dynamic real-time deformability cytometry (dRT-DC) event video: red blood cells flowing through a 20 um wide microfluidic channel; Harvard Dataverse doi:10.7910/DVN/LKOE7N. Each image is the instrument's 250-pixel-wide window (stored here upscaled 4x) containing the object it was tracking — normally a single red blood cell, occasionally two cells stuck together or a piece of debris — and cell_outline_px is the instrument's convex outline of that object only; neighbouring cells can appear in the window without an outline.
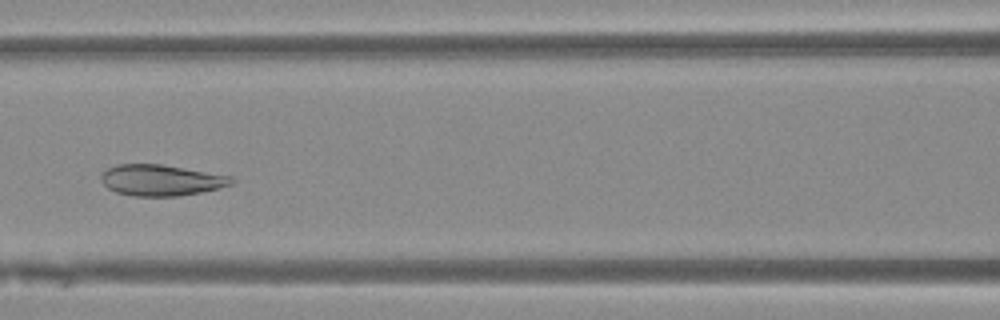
{"species": "Egyptian fruit bat (a non-hibernating species)", "species_latin": "Rousettus aegyptiacus", "temperature_condition": "warm", "stored_images_in_passage": 41, "camera_frame_rate_fps": 3000, "um_per_image_px": 0.085, "animal": {"sex": "female"}, "frame": {"image": 1, "passage_image": 13, "time_ms": 4.0, "image_size_px": [1000, 320], "cell_outline_px": [[236, 180], [232, 184], [220, 188], [180, 196], [132, 196], [116, 192], [108, 188], [100, 180], [100, 172], [116, 164], [160, 164], [232, 176]], "centroid_in_image_um": [13.67, 15.31], "position_along_channel_um": 152.9, "area_um2": 23.76}}
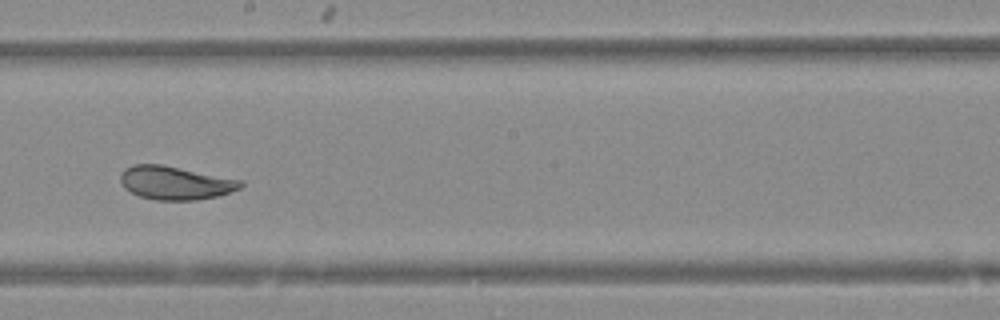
{"frame": {"image": 2, "passage_image": 19, "time_ms": 6.0, "image_size_px": [1000, 320], "cell_outline_px": [[244, 184], [240, 188], [216, 196], [196, 200], [156, 200], [140, 196], [124, 188], [120, 180], [120, 172], [124, 168], [132, 164], [160, 164], [244, 180]], "centroid_in_image_um": [14.88, 15.53], "position_along_channel_um": 233.3, "area_um2": 23.41}}
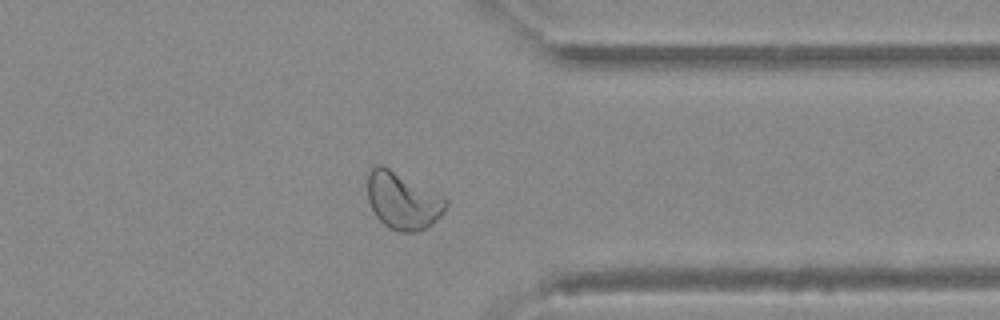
{"frame": {"image": 3, "passage_image": 30, "time_ms": 9.667, "image_size_px": [1000, 320], "cell_outline_px": [[448, 204], [444, 212], [432, 224], [416, 232], [400, 232], [388, 228], [376, 216], [368, 200], [368, 172], [376, 164], [380, 164], [388, 168], [448, 200]], "centroid_in_image_um": [34.21, 17.09], "position_along_channel_um": 377.2, "area_um2": 25.49}}